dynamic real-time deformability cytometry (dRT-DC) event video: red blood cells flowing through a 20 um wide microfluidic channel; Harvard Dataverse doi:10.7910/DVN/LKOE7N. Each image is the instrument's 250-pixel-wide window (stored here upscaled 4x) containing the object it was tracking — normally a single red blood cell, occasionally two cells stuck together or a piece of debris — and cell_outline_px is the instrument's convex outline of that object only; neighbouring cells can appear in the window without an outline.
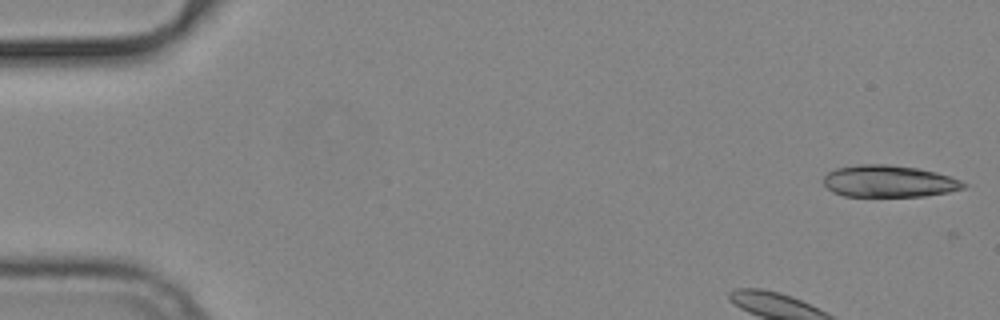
{"species": "common noctule bat (a hibernating species)", "species_latin": "Nyctalus noctula", "temperature_condition": "cold", "stored_images_in_passage": 52, "camera_frame_rate_fps": 3000, "um_per_image_px": 0.085, "animal": {"sex": "male", "body_mass_g": 19.2, "forearm_length_mm": 51.8}, "frame": {"image": 1, "passage_image": 1, "time_ms": 0.0, "image_size_px": [1000, 320], "cell_outline_px": [[968, 184], [964, 188], [948, 192], [924, 196], [844, 196], [832, 192], [824, 184], [824, 176], [828, 172], [836, 168], [860, 164], [888, 164], [916, 168], [936, 172], [960, 180]], "centroid_in_image_um": [75.54, 15.41], "position_along_channel_um": 9.5, "area_um2": 25.95}}